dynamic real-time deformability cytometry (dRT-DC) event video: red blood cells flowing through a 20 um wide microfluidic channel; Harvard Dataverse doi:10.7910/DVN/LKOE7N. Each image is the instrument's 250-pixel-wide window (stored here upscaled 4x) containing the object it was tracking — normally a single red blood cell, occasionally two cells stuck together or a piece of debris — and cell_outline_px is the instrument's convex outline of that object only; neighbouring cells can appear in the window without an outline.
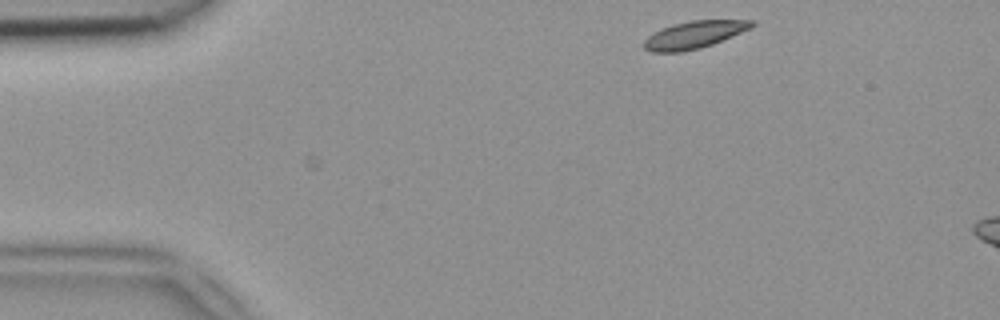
{"species": "common noctule bat (a hibernating species)", "species_latin": "Nyctalus noctula", "temperature_condition": "room temperature", "stored_images_in_passage": 3, "camera_frame_rate_fps": 3000, "um_per_image_px": 0.085, "animal": {"sex": "female", "body_mass_g": 18.4}, "frame": {"image": 1, "passage_image": 1, "time_ms": 0.0, "image_size_px": [1000, 320], "cell_outline_px": [[756, 24], [752, 28], [712, 44], [700, 48], [680, 52], [652, 52], [644, 48], [644, 40], [652, 32], [672, 24], [692, 20], [756, 20]], "centroid_in_image_um": [59.01, 2.94], "position_along_channel_um": 26.0, "area_um2": 17.22}}